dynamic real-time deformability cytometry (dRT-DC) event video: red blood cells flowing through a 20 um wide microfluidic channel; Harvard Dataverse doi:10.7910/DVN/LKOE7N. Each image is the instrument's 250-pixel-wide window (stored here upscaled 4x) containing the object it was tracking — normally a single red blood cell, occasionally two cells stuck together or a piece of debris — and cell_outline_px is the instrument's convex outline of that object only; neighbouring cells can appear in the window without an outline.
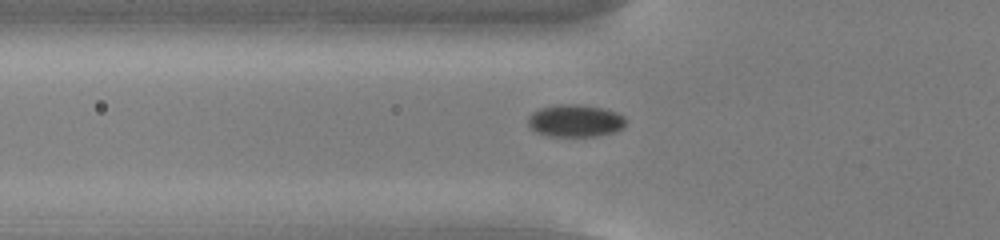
{"species": "common noctule bat (a hibernating species)", "species_latin": "Nyctalus noctula", "temperature_condition": "cold", "stored_images_in_passage": 55, "camera_frame_rate_fps": 3000, "um_per_image_px": 0.085, "animal": {"sex": "male", "body_mass_g": 13.0, "forearm_length_mm": 53.1}, "frame": {"image": 1, "passage_image": 20, "time_ms": 6.333, "image_size_px": [1000, 240], "cell_outline_px": [[624, 128], [616, 132], [596, 136], [548, 136], [536, 132], [528, 124], [528, 116], [532, 112], [540, 108], [560, 104], [572, 104], [600, 108], [616, 112], [624, 116]], "centroid_in_image_um": [48.88, 10.28], "position_along_channel_um": 76.9, "area_um2": 18.32}}
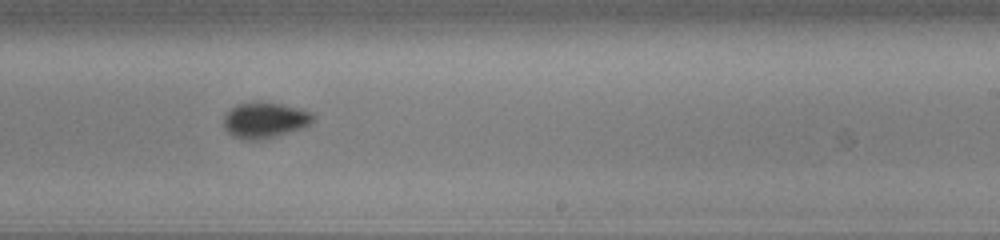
{"frame": {"image": 2, "passage_image": 35, "time_ms": 11.333, "image_size_px": [1000, 240], "cell_outline_px": [[316, 116], [304, 128], [276, 136], [256, 140], [248, 140], [232, 136], [224, 128], [224, 116], [228, 108], [236, 104], [248, 100], [264, 100], [300, 108], [312, 112]], "centroid_in_image_um": [22.48, 10.16], "position_along_channel_um": 266.5, "area_um2": 19.25}}
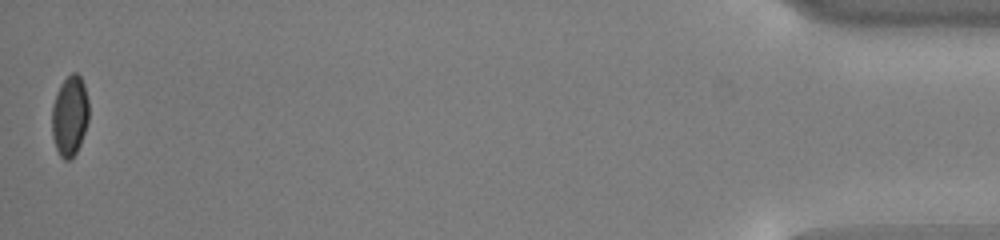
{"frame": {"image": 3, "passage_image": 55, "time_ms": 18.0, "image_size_px": [1000, 240], "cell_outline_px": [[88, 120], [80, 144], [76, 152], [68, 160], [64, 160], [60, 156], [56, 148], [52, 136], [52, 104], [56, 92], [60, 84], [72, 72], [76, 72], [80, 76], [84, 84], [88, 100]], "centroid_in_image_um": [5.91, 9.82], "position_along_channel_um": 429.3, "area_um2": 17.28}, "authors_computed_cell_mechanics": {"area_um2": 18.1492, "velocity_mm_per_s": 3.7891, "shape_relaxation_time_tau1_ms": 4.1772, "shape_relaxation_time_tau2_ms": null, "deformation_change_tau1": 0.0927, "deformation_change_tau2": null}}